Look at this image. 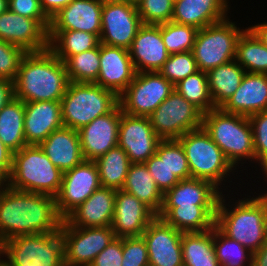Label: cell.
<instances>
[{
  "label": "cell",
  "instance_id": "1",
  "mask_svg": "<svg viewBox=\"0 0 267 266\" xmlns=\"http://www.w3.org/2000/svg\"><path fill=\"white\" fill-rule=\"evenodd\" d=\"M61 222L52 196L10 186L0 192V245L16 236L57 232Z\"/></svg>",
  "mask_w": 267,
  "mask_h": 266
},
{
  "label": "cell",
  "instance_id": "2",
  "mask_svg": "<svg viewBox=\"0 0 267 266\" xmlns=\"http://www.w3.org/2000/svg\"><path fill=\"white\" fill-rule=\"evenodd\" d=\"M68 83L64 62L49 48L27 52L13 81L14 97L23 102L61 101Z\"/></svg>",
  "mask_w": 267,
  "mask_h": 266
},
{
  "label": "cell",
  "instance_id": "3",
  "mask_svg": "<svg viewBox=\"0 0 267 266\" xmlns=\"http://www.w3.org/2000/svg\"><path fill=\"white\" fill-rule=\"evenodd\" d=\"M229 195L221 194L215 226L228 238L255 252L267 240V192H260L257 197L247 193V198L229 199L233 202L227 204L226 199L231 198Z\"/></svg>",
  "mask_w": 267,
  "mask_h": 266
},
{
  "label": "cell",
  "instance_id": "4",
  "mask_svg": "<svg viewBox=\"0 0 267 266\" xmlns=\"http://www.w3.org/2000/svg\"><path fill=\"white\" fill-rule=\"evenodd\" d=\"M202 127L235 170L247 159L249 163H255L253 130L247 116L215 108L203 114Z\"/></svg>",
  "mask_w": 267,
  "mask_h": 266
},
{
  "label": "cell",
  "instance_id": "5",
  "mask_svg": "<svg viewBox=\"0 0 267 266\" xmlns=\"http://www.w3.org/2000/svg\"><path fill=\"white\" fill-rule=\"evenodd\" d=\"M63 172L47 157L39 145H27L13 153L8 177L13 189L56 197L61 188Z\"/></svg>",
  "mask_w": 267,
  "mask_h": 266
},
{
  "label": "cell",
  "instance_id": "6",
  "mask_svg": "<svg viewBox=\"0 0 267 266\" xmlns=\"http://www.w3.org/2000/svg\"><path fill=\"white\" fill-rule=\"evenodd\" d=\"M63 126L79 130L95 118L111 112L118 104V96L96 83L69 81L61 101Z\"/></svg>",
  "mask_w": 267,
  "mask_h": 266
},
{
  "label": "cell",
  "instance_id": "7",
  "mask_svg": "<svg viewBox=\"0 0 267 266\" xmlns=\"http://www.w3.org/2000/svg\"><path fill=\"white\" fill-rule=\"evenodd\" d=\"M177 140L184 149L191 178L210 181L225 191L227 177L236 171L204 128L189 131Z\"/></svg>",
  "mask_w": 267,
  "mask_h": 266
},
{
  "label": "cell",
  "instance_id": "8",
  "mask_svg": "<svg viewBox=\"0 0 267 266\" xmlns=\"http://www.w3.org/2000/svg\"><path fill=\"white\" fill-rule=\"evenodd\" d=\"M0 260L6 266H65L61 231L13 237L0 245Z\"/></svg>",
  "mask_w": 267,
  "mask_h": 266
},
{
  "label": "cell",
  "instance_id": "9",
  "mask_svg": "<svg viewBox=\"0 0 267 266\" xmlns=\"http://www.w3.org/2000/svg\"><path fill=\"white\" fill-rule=\"evenodd\" d=\"M244 30L231 22L229 16L198 30L192 49L198 70L208 72L235 60L237 42Z\"/></svg>",
  "mask_w": 267,
  "mask_h": 266
},
{
  "label": "cell",
  "instance_id": "10",
  "mask_svg": "<svg viewBox=\"0 0 267 266\" xmlns=\"http://www.w3.org/2000/svg\"><path fill=\"white\" fill-rule=\"evenodd\" d=\"M173 91L174 85L159 71L140 72L118 96V102L125 114L149 117Z\"/></svg>",
  "mask_w": 267,
  "mask_h": 266
},
{
  "label": "cell",
  "instance_id": "11",
  "mask_svg": "<svg viewBox=\"0 0 267 266\" xmlns=\"http://www.w3.org/2000/svg\"><path fill=\"white\" fill-rule=\"evenodd\" d=\"M154 132L162 139H179L202 127L203 113L175 89L149 116Z\"/></svg>",
  "mask_w": 267,
  "mask_h": 266
},
{
  "label": "cell",
  "instance_id": "12",
  "mask_svg": "<svg viewBox=\"0 0 267 266\" xmlns=\"http://www.w3.org/2000/svg\"><path fill=\"white\" fill-rule=\"evenodd\" d=\"M60 231L65 266H90L95 257L115 238L111 226L74 227L65 220L61 222Z\"/></svg>",
  "mask_w": 267,
  "mask_h": 266
},
{
  "label": "cell",
  "instance_id": "13",
  "mask_svg": "<svg viewBox=\"0 0 267 266\" xmlns=\"http://www.w3.org/2000/svg\"><path fill=\"white\" fill-rule=\"evenodd\" d=\"M141 25L136 4L103 0L100 43L129 49Z\"/></svg>",
  "mask_w": 267,
  "mask_h": 266
},
{
  "label": "cell",
  "instance_id": "14",
  "mask_svg": "<svg viewBox=\"0 0 267 266\" xmlns=\"http://www.w3.org/2000/svg\"><path fill=\"white\" fill-rule=\"evenodd\" d=\"M100 187V177L94 161L84 160L73 169L64 172L60 191L55 197L56 210L60 218L64 220Z\"/></svg>",
  "mask_w": 267,
  "mask_h": 266
},
{
  "label": "cell",
  "instance_id": "15",
  "mask_svg": "<svg viewBox=\"0 0 267 266\" xmlns=\"http://www.w3.org/2000/svg\"><path fill=\"white\" fill-rule=\"evenodd\" d=\"M161 140L149 117L121 113L118 145L127 153L131 163H145L156 153Z\"/></svg>",
  "mask_w": 267,
  "mask_h": 266
},
{
  "label": "cell",
  "instance_id": "16",
  "mask_svg": "<svg viewBox=\"0 0 267 266\" xmlns=\"http://www.w3.org/2000/svg\"><path fill=\"white\" fill-rule=\"evenodd\" d=\"M182 234L156 216L142 234L147 246L149 266H184Z\"/></svg>",
  "mask_w": 267,
  "mask_h": 266
},
{
  "label": "cell",
  "instance_id": "17",
  "mask_svg": "<svg viewBox=\"0 0 267 266\" xmlns=\"http://www.w3.org/2000/svg\"><path fill=\"white\" fill-rule=\"evenodd\" d=\"M122 109L118 104L111 112L95 118L78 130L85 160L95 161L118 145Z\"/></svg>",
  "mask_w": 267,
  "mask_h": 266
},
{
  "label": "cell",
  "instance_id": "18",
  "mask_svg": "<svg viewBox=\"0 0 267 266\" xmlns=\"http://www.w3.org/2000/svg\"><path fill=\"white\" fill-rule=\"evenodd\" d=\"M0 39L26 52L49 48L48 31L37 20L18 15L9 9L0 14Z\"/></svg>",
  "mask_w": 267,
  "mask_h": 266
},
{
  "label": "cell",
  "instance_id": "19",
  "mask_svg": "<svg viewBox=\"0 0 267 266\" xmlns=\"http://www.w3.org/2000/svg\"><path fill=\"white\" fill-rule=\"evenodd\" d=\"M157 215L133 194L116 190L114 215L111 223L115 237L142 236Z\"/></svg>",
  "mask_w": 267,
  "mask_h": 266
},
{
  "label": "cell",
  "instance_id": "20",
  "mask_svg": "<svg viewBox=\"0 0 267 266\" xmlns=\"http://www.w3.org/2000/svg\"><path fill=\"white\" fill-rule=\"evenodd\" d=\"M128 51L137 73L159 71L169 57L161 24H142Z\"/></svg>",
  "mask_w": 267,
  "mask_h": 266
},
{
  "label": "cell",
  "instance_id": "21",
  "mask_svg": "<svg viewBox=\"0 0 267 266\" xmlns=\"http://www.w3.org/2000/svg\"><path fill=\"white\" fill-rule=\"evenodd\" d=\"M136 73L128 49L100 43V70L96 84L119 96Z\"/></svg>",
  "mask_w": 267,
  "mask_h": 266
},
{
  "label": "cell",
  "instance_id": "22",
  "mask_svg": "<svg viewBox=\"0 0 267 266\" xmlns=\"http://www.w3.org/2000/svg\"><path fill=\"white\" fill-rule=\"evenodd\" d=\"M103 0H73L50 19L48 31H84L101 34Z\"/></svg>",
  "mask_w": 267,
  "mask_h": 266
},
{
  "label": "cell",
  "instance_id": "23",
  "mask_svg": "<svg viewBox=\"0 0 267 266\" xmlns=\"http://www.w3.org/2000/svg\"><path fill=\"white\" fill-rule=\"evenodd\" d=\"M116 189L101 186L87 200L74 209L64 220L74 227L111 226Z\"/></svg>",
  "mask_w": 267,
  "mask_h": 266
},
{
  "label": "cell",
  "instance_id": "24",
  "mask_svg": "<svg viewBox=\"0 0 267 266\" xmlns=\"http://www.w3.org/2000/svg\"><path fill=\"white\" fill-rule=\"evenodd\" d=\"M62 127L60 101L25 102L24 134L27 145H39Z\"/></svg>",
  "mask_w": 267,
  "mask_h": 266
},
{
  "label": "cell",
  "instance_id": "25",
  "mask_svg": "<svg viewBox=\"0 0 267 266\" xmlns=\"http://www.w3.org/2000/svg\"><path fill=\"white\" fill-rule=\"evenodd\" d=\"M221 109L247 117L267 110V74L246 72L238 89Z\"/></svg>",
  "mask_w": 267,
  "mask_h": 266
},
{
  "label": "cell",
  "instance_id": "26",
  "mask_svg": "<svg viewBox=\"0 0 267 266\" xmlns=\"http://www.w3.org/2000/svg\"><path fill=\"white\" fill-rule=\"evenodd\" d=\"M229 7V0H174L171 21L200 30L226 19Z\"/></svg>",
  "mask_w": 267,
  "mask_h": 266
},
{
  "label": "cell",
  "instance_id": "27",
  "mask_svg": "<svg viewBox=\"0 0 267 266\" xmlns=\"http://www.w3.org/2000/svg\"><path fill=\"white\" fill-rule=\"evenodd\" d=\"M49 160L63 173L81 164L82 154L78 130L62 127L39 144Z\"/></svg>",
  "mask_w": 267,
  "mask_h": 266
},
{
  "label": "cell",
  "instance_id": "28",
  "mask_svg": "<svg viewBox=\"0 0 267 266\" xmlns=\"http://www.w3.org/2000/svg\"><path fill=\"white\" fill-rule=\"evenodd\" d=\"M222 192L212 182L189 178L180 180L163 195L162 207L218 205Z\"/></svg>",
  "mask_w": 267,
  "mask_h": 266
},
{
  "label": "cell",
  "instance_id": "29",
  "mask_svg": "<svg viewBox=\"0 0 267 266\" xmlns=\"http://www.w3.org/2000/svg\"><path fill=\"white\" fill-rule=\"evenodd\" d=\"M218 205L162 207L158 217L181 232H203L215 226Z\"/></svg>",
  "mask_w": 267,
  "mask_h": 266
},
{
  "label": "cell",
  "instance_id": "30",
  "mask_svg": "<svg viewBox=\"0 0 267 266\" xmlns=\"http://www.w3.org/2000/svg\"><path fill=\"white\" fill-rule=\"evenodd\" d=\"M122 190L133 194L157 216L160 213L163 206V194L157 188L144 163L130 165Z\"/></svg>",
  "mask_w": 267,
  "mask_h": 266
},
{
  "label": "cell",
  "instance_id": "31",
  "mask_svg": "<svg viewBox=\"0 0 267 266\" xmlns=\"http://www.w3.org/2000/svg\"><path fill=\"white\" fill-rule=\"evenodd\" d=\"M245 73L246 71L236 60L207 72L209 91L215 108H221L234 94Z\"/></svg>",
  "mask_w": 267,
  "mask_h": 266
},
{
  "label": "cell",
  "instance_id": "32",
  "mask_svg": "<svg viewBox=\"0 0 267 266\" xmlns=\"http://www.w3.org/2000/svg\"><path fill=\"white\" fill-rule=\"evenodd\" d=\"M25 102L12 98L0 111V139L13 153L27 146L24 134Z\"/></svg>",
  "mask_w": 267,
  "mask_h": 266
},
{
  "label": "cell",
  "instance_id": "33",
  "mask_svg": "<svg viewBox=\"0 0 267 266\" xmlns=\"http://www.w3.org/2000/svg\"><path fill=\"white\" fill-rule=\"evenodd\" d=\"M181 248L184 266H220L214 250L213 228L203 232H183Z\"/></svg>",
  "mask_w": 267,
  "mask_h": 266
},
{
  "label": "cell",
  "instance_id": "34",
  "mask_svg": "<svg viewBox=\"0 0 267 266\" xmlns=\"http://www.w3.org/2000/svg\"><path fill=\"white\" fill-rule=\"evenodd\" d=\"M49 49L61 61L65 62L72 55L91 50L100 44L96 34L84 31H48Z\"/></svg>",
  "mask_w": 267,
  "mask_h": 266
},
{
  "label": "cell",
  "instance_id": "35",
  "mask_svg": "<svg viewBox=\"0 0 267 266\" xmlns=\"http://www.w3.org/2000/svg\"><path fill=\"white\" fill-rule=\"evenodd\" d=\"M103 187L122 189L129 167L132 164L127 153L115 146L94 161Z\"/></svg>",
  "mask_w": 267,
  "mask_h": 266
},
{
  "label": "cell",
  "instance_id": "36",
  "mask_svg": "<svg viewBox=\"0 0 267 266\" xmlns=\"http://www.w3.org/2000/svg\"><path fill=\"white\" fill-rule=\"evenodd\" d=\"M235 60L246 72L267 74V47L248 27L238 39Z\"/></svg>",
  "mask_w": 267,
  "mask_h": 266
},
{
  "label": "cell",
  "instance_id": "37",
  "mask_svg": "<svg viewBox=\"0 0 267 266\" xmlns=\"http://www.w3.org/2000/svg\"><path fill=\"white\" fill-rule=\"evenodd\" d=\"M174 89L203 114L215 109L209 91L207 72L196 71L175 84Z\"/></svg>",
  "mask_w": 267,
  "mask_h": 266
},
{
  "label": "cell",
  "instance_id": "38",
  "mask_svg": "<svg viewBox=\"0 0 267 266\" xmlns=\"http://www.w3.org/2000/svg\"><path fill=\"white\" fill-rule=\"evenodd\" d=\"M64 64L69 81L95 83L100 70V44L91 50L72 55Z\"/></svg>",
  "mask_w": 267,
  "mask_h": 266
},
{
  "label": "cell",
  "instance_id": "39",
  "mask_svg": "<svg viewBox=\"0 0 267 266\" xmlns=\"http://www.w3.org/2000/svg\"><path fill=\"white\" fill-rule=\"evenodd\" d=\"M213 243L220 266H252L253 252L213 227Z\"/></svg>",
  "mask_w": 267,
  "mask_h": 266
},
{
  "label": "cell",
  "instance_id": "40",
  "mask_svg": "<svg viewBox=\"0 0 267 266\" xmlns=\"http://www.w3.org/2000/svg\"><path fill=\"white\" fill-rule=\"evenodd\" d=\"M198 29L173 21L161 24L162 40L169 54L192 51Z\"/></svg>",
  "mask_w": 267,
  "mask_h": 266
},
{
  "label": "cell",
  "instance_id": "41",
  "mask_svg": "<svg viewBox=\"0 0 267 266\" xmlns=\"http://www.w3.org/2000/svg\"><path fill=\"white\" fill-rule=\"evenodd\" d=\"M155 154L180 180L191 178L184 149L177 139L161 140Z\"/></svg>",
  "mask_w": 267,
  "mask_h": 266
},
{
  "label": "cell",
  "instance_id": "42",
  "mask_svg": "<svg viewBox=\"0 0 267 266\" xmlns=\"http://www.w3.org/2000/svg\"><path fill=\"white\" fill-rule=\"evenodd\" d=\"M198 71L192 51L169 54L159 72L173 85Z\"/></svg>",
  "mask_w": 267,
  "mask_h": 266
},
{
  "label": "cell",
  "instance_id": "43",
  "mask_svg": "<svg viewBox=\"0 0 267 266\" xmlns=\"http://www.w3.org/2000/svg\"><path fill=\"white\" fill-rule=\"evenodd\" d=\"M136 6L142 24L159 25L172 20L174 0H141Z\"/></svg>",
  "mask_w": 267,
  "mask_h": 266
},
{
  "label": "cell",
  "instance_id": "44",
  "mask_svg": "<svg viewBox=\"0 0 267 266\" xmlns=\"http://www.w3.org/2000/svg\"><path fill=\"white\" fill-rule=\"evenodd\" d=\"M248 118L253 130L255 161L267 178V110Z\"/></svg>",
  "mask_w": 267,
  "mask_h": 266
},
{
  "label": "cell",
  "instance_id": "45",
  "mask_svg": "<svg viewBox=\"0 0 267 266\" xmlns=\"http://www.w3.org/2000/svg\"><path fill=\"white\" fill-rule=\"evenodd\" d=\"M26 53L21 47L0 39V78L14 81Z\"/></svg>",
  "mask_w": 267,
  "mask_h": 266
},
{
  "label": "cell",
  "instance_id": "46",
  "mask_svg": "<svg viewBox=\"0 0 267 266\" xmlns=\"http://www.w3.org/2000/svg\"><path fill=\"white\" fill-rule=\"evenodd\" d=\"M121 266H149V256L142 236L122 237Z\"/></svg>",
  "mask_w": 267,
  "mask_h": 266
},
{
  "label": "cell",
  "instance_id": "47",
  "mask_svg": "<svg viewBox=\"0 0 267 266\" xmlns=\"http://www.w3.org/2000/svg\"><path fill=\"white\" fill-rule=\"evenodd\" d=\"M144 164L153 177L157 188L163 195L180 181V179L169 170L165 161L161 160L156 154L152 155Z\"/></svg>",
  "mask_w": 267,
  "mask_h": 266
},
{
  "label": "cell",
  "instance_id": "48",
  "mask_svg": "<svg viewBox=\"0 0 267 266\" xmlns=\"http://www.w3.org/2000/svg\"><path fill=\"white\" fill-rule=\"evenodd\" d=\"M8 9L18 15L37 20L47 31L50 19L43 12L40 0H8Z\"/></svg>",
  "mask_w": 267,
  "mask_h": 266
},
{
  "label": "cell",
  "instance_id": "49",
  "mask_svg": "<svg viewBox=\"0 0 267 266\" xmlns=\"http://www.w3.org/2000/svg\"><path fill=\"white\" fill-rule=\"evenodd\" d=\"M122 260V238L115 237L109 245L95 257L90 266H121Z\"/></svg>",
  "mask_w": 267,
  "mask_h": 266
},
{
  "label": "cell",
  "instance_id": "50",
  "mask_svg": "<svg viewBox=\"0 0 267 266\" xmlns=\"http://www.w3.org/2000/svg\"><path fill=\"white\" fill-rule=\"evenodd\" d=\"M72 1L73 0H40V5L45 15L51 19Z\"/></svg>",
  "mask_w": 267,
  "mask_h": 266
},
{
  "label": "cell",
  "instance_id": "51",
  "mask_svg": "<svg viewBox=\"0 0 267 266\" xmlns=\"http://www.w3.org/2000/svg\"><path fill=\"white\" fill-rule=\"evenodd\" d=\"M13 152L0 139V170L9 177L12 169Z\"/></svg>",
  "mask_w": 267,
  "mask_h": 266
},
{
  "label": "cell",
  "instance_id": "52",
  "mask_svg": "<svg viewBox=\"0 0 267 266\" xmlns=\"http://www.w3.org/2000/svg\"><path fill=\"white\" fill-rule=\"evenodd\" d=\"M12 98H14L13 81L0 78V111Z\"/></svg>",
  "mask_w": 267,
  "mask_h": 266
},
{
  "label": "cell",
  "instance_id": "53",
  "mask_svg": "<svg viewBox=\"0 0 267 266\" xmlns=\"http://www.w3.org/2000/svg\"><path fill=\"white\" fill-rule=\"evenodd\" d=\"M252 266H267V240L255 252H253Z\"/></svg>",
  "mask_w": 267,
  "mask_h": 266
},
{
  "label": "cell",
  "instance_id": "54",
  "mask_svg": "<svg viewBox=\"0 0 267 266\" xmlns=\"http://www.w3.org/2000/svg\"><path fill=\"white\" fill-rule=\"evenodd\" d=\"M248 28L267 47V22L250 25Z\"/></svg>",
  "mask_w": 267,
  "mask_h": 266
},
{
  "label": "cell",
  "instance_id": "55",
  "mask_svg": "<svg viewBox=\"0 0 267 266\" xmlns=\"http://www.w3.org/2000/svg\"><path fill=\"white\" fill-rule=\"evenodd\" d=\"M9 186L8 177L0 170V192Z\"/></svg>",
  "mask_w": 267,
  "mask_h": 266
},
{
  "label": "cell",
  "instance_id": "56",
  "mask_svg": "<svg viewBox=\"0 0 267 266\" xmlns=\"http://www.w3.org/2000/svg\"><path fill=\"white\" fill-rule=\"evenodd\" d=\"M8 9V0H0V14Z\"/></svg>",
  "mask_w": 267,
  "mask_h": 266
},
{
  "label": "cell",
  "instance_id": "57",
  "mask_svg": "<svg viewBox=\"0 0 267 266\" xmlns=\"http://www.w3.org/2000/svg\"><path fill=\"white\" fill-rule=\"evenodd\" d=\"M123 1L130 2V3H133V4H137L141 0H123Z\"/></svg>",
  "mask_w": 267,
  "mask_h": 266
},
{
  "label": "cell",
  "instance_id": "58",
  "mask_svg": "<svg viewBox=\"0 0 267 266\" xmlns=\"http://www.w3.org/2000/svg\"><path fill=\"white\" fill-rule=\"evenodd\" d=\"M0 266H6V265L0 260Z\"/></svg>",
  "mask_w": 267,
  "mask_h": 266
}]
</instances>
